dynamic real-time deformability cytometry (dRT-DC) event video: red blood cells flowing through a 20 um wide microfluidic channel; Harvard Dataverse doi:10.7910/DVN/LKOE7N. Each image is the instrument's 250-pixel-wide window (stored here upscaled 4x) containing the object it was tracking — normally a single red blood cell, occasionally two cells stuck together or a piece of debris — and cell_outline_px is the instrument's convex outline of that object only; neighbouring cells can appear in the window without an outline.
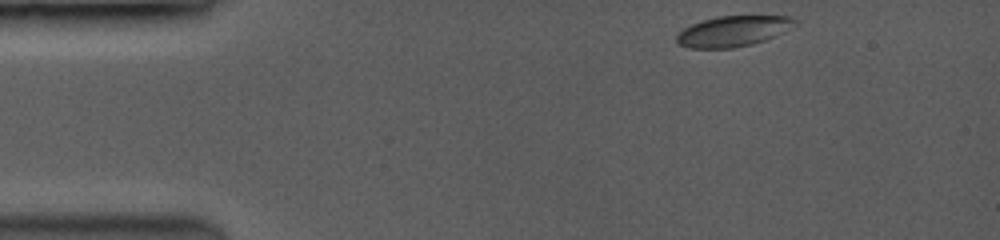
{"species": "common noctule bat (a hibernating species)", "species_latin": "Nyctalus noctula", "temperature_condition": "room temperature", "stored_images_in_passage": 21, "camera_frame_rate_fps": 3500, "um_per_image_px": 0.085, "animal": {"sex": "female", "body_mass_g": 19.0, "forearm_length_mm": 53.3}, "frame": {"image": 1, "passage_image": 1, "time_ms": 0.0, "image_size_px": [1000, 240], "cell_outline_px": [[792, 20], [772, 36], [764, 40], [748, 44], [728, 48], [692, 48], [680, 44], [676, 40], [676, 36], [684, 28], [692, 24], [704, 20], [720, 16], [788, 16]], "centroid_in_image_um": [62.12, 2.65], "position_along_channel_um": 22.9, "area_um2": 19.71}}
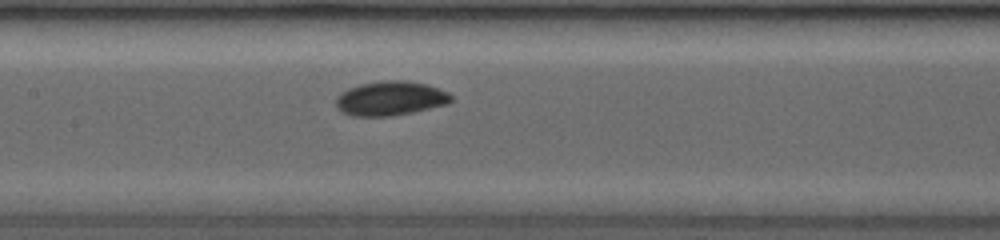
{"frame": {"image": 2, "passage_image": 12, "time_ms": 5.714, "image_size_px": [1000, 240], "cell_outline_px": [[452, 100], [444, 104], [412, 112], [388, 116], [352, 116], [344, 112], [336, 104], [336, 100], [348, 88], [360, 84], [388, 80], [404, 80], [428, 84], [452, 96]], "centroid_in_image_um": [33.18, 8.35], "position_along_channel_um": 174.2, "area_um2": 22.37}}
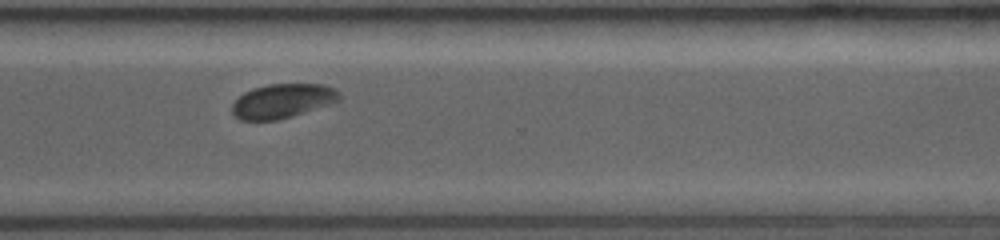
{"frame": {"image": 3, "passage_image": 20, "time_ms": 10.0, "image_size_px": [1000, 240], "cell_outline_px": [[340, 100], [332, 104], [292, 116], [276, 120], [240, 120], [232, 112], [232, 104], [244, 92], [256, 88], [272, 84], [320, 84], [332, 88], [340, 92]], "centroid_in_image_um": [24.04, 8.59], "position_along_channel_um": 346.6, "area_um2": 21.21}}